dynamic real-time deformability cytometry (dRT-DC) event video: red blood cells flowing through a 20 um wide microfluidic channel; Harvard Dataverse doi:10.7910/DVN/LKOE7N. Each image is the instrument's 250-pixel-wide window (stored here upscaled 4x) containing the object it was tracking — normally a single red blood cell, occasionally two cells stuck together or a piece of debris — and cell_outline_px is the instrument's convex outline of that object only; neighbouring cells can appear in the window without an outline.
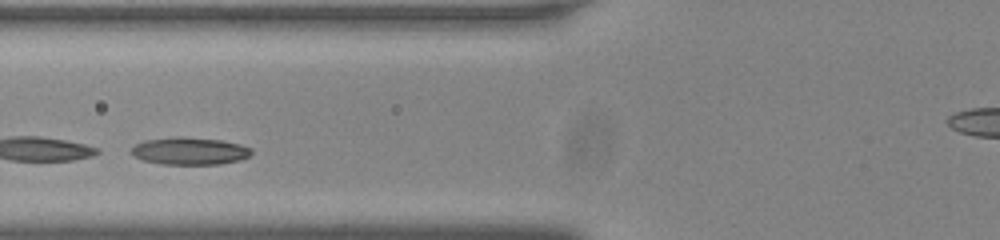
{"species": "common noctule bat (a hibernating species)", "species_latin": "Nyctalus noctula", "temperature_condition": "room temperature", "stored_images_in_passage": 30, "camera_frame_rate_fps": 3000, "um_per_image_px": 0.085, "animal": {"sex": "male", "body_mass_g": 20.0, "forearm_length_mm": 53.3}, "frame": {"image": 1, "passage_image": 5, "time_ms": 1.333, "image_size_px": [1000, 240], "cell_outline_px": [[252, 152], [248, 156], [240, 160], [220, 164], [160, 164], [144, 160], [132, 156], [128, 152], [136, 144], [144, 140], [176, 136], [180, 136], [220, 140], [240, 144], [252, 148]], "centroid_in_image_um": [16.09, 12.83], "position_along_channel_um": 109.7, "area_um2": 19.31}, "authors_computed_cell_mechanics": {"area_um2": 18.6405, "velocity_mm_per_s": 3.6862, "shape_relaxation_time_tau1_ms": 0.4223, "shape_relaxation_time_tau2_ms": 11.3216, "deformation_change_tau1": 0.2263, "deformation_change_tau2": 0.1815}}